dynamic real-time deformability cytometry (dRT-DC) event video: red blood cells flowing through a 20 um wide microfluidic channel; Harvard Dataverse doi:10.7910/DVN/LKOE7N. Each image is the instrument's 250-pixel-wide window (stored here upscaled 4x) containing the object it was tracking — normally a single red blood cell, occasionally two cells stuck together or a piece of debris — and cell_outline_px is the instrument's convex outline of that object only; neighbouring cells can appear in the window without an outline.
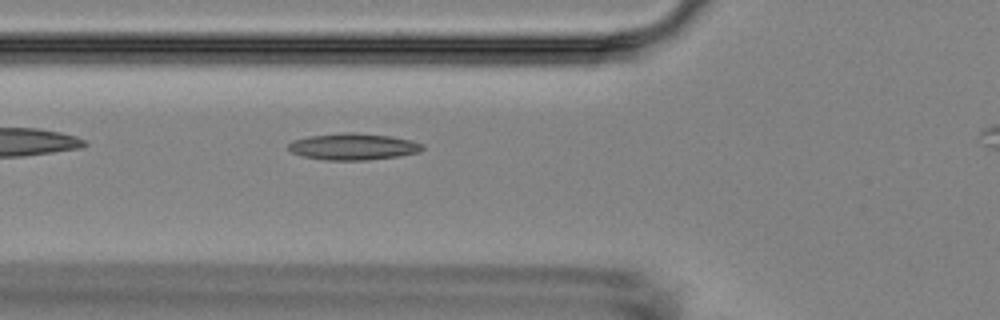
{"species": "Egyptian fruit bat (a non-hibernating species)", "species_latin": "Rousettus aegyptiacus", "temperature_condition": "room temperature", "stored_images_in_passage": 3, "camera_frame_rate_fps": 3000, "um_per_image_px": 0.085, "animal": {"sex": "female"}, "frame": {"image": 1, "passage_image": 2, "time_ms": 1.0, "image_size_px": [1000, 320], "cell_outline_px": [[424, 148], [420, 152], [396, 156], [368, 160], [324, 160], [304, 156], [292, 152], [288, 148], [288, 144], [292, 140], [308, 136], [344, 132], [352, 132], [392, 136], [412, 140], [424, 144]], "centroid_in_image_um": [30.04, 12.45], "position_along_channel_um": 95.8, "area_um2": 20.87}}